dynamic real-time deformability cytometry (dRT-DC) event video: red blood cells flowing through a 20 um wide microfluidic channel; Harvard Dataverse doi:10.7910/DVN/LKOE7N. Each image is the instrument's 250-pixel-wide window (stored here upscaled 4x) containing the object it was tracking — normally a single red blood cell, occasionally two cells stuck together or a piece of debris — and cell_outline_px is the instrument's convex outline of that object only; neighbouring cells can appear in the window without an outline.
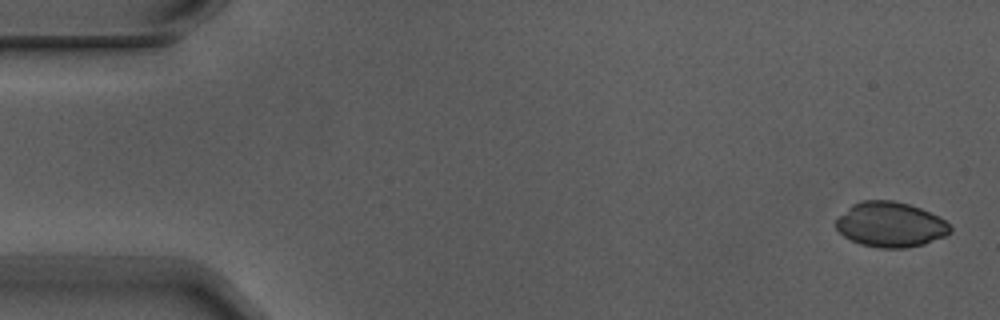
{"species": "Egyptian fruit bat (a non-hibernating species)", "species_latin": "Rousettus aegyptiacus", "temperature_condition": "warm", "stored_images_in_passage": 3, "camera_frame_rate_fps": 3000, "um_per_image_px": 0.085, "animal": {"sex": "male"}, "frame": {"image": 1, "passage_image": 1, "time_ms": 0.0, "image_size_px": [1000, 320], "cell_outline_px": [[952, 232], [944, 236], [924, 244], [904, 248], [880, 248], [860, 244], [844, 236], [836, 228], [836, 220], [852, 204], [860, 200], [892, 200], [908, 204], [920, 208], [944, 220], [952, 228]], "centroid_in_image_um": [75.68, 19.09], "position_along_channel_um": 9.3, "area_um2": 29.77}}